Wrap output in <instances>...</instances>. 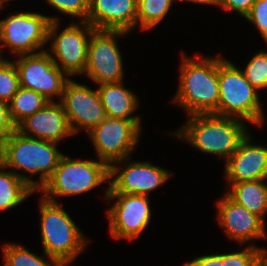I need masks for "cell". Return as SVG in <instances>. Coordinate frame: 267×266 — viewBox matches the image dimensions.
Segmentation results:
<instances>
[{
	"label": "cell",
	"instance_id": "1",
	"mask_svg": "<svg viewBox=\"0 0 267 266\" xmlns=\"http://www.w3.org/2000/svg\"><path fill=\"white\" fill-rule=\"evenodd\" d=\"M245 121L215 114L186 117L182 127L167 134L189 144L196 151L227 161L251 131Z\"/></svg>",
	"mask_w": 267,
	"mask_h": 266
},
{
	"label": "cell",
	"instance_id": "2",
	"mask_svg": "<svg viewBox=\"0 0 267 266\" xmlns=\"http://www.w3.org/2000/svg\"><path fill=\"white\" fill-rule=\"evenodd\" d=\"M57 145L15 130L0 146V163L38 192L51 178L64 154ZM37 174L39 179H33Z\"/></svg>",
	"mask_w": 267,
	"mask_h": 266
},
{
	"label": "cell",
	"instance_id": "3",
	"mask_svg": "<svg viewBox=\"0 0 267 266\" xmlns=\"http://www.w3.org/2000/svg\"><path fill=\"white\" fill-rule=\"evenodd\" d=\"M188 56L181 51L179 83L170 102L180 106L186 116L213 113L219 103L218 53L216 57Z\"/></svg>",
	"mask_w": 267,
	"mask_h": 266
},
{
	"label": "cell",
	"instance_id": "4",
	"mask_svg": "<svg viewBox=\"0 0 267 266\" xmlns=\"http://www.w3.org/2000/svg\"><path fill=\"white\" fill-rule=\"evenodd\" d=\"M38 201L40 214V238L45 252L62 266L71 264L86 250L92 241L80 230L76 221L69 216L63 203L45 199ZM75 266V265H74Z\"/></svg>",
	"mask_w": 267,
	"mask_h": 266
},
{
	"label": "cell",
	"instance_id": "5",
	"mask_svg": "<svg viewBox=\"0 0 267 266\" xmlns=\"http://www.w3.org/2000/svg\"><path fill=\"white\" fill-rule=\"evenodd\" d=\"M218 53L219 103L212 114L240 119L262 129L266 115L260 93L246 80L242 69Z\"/></svg>",
	"mask_w": 267,
	"mask_h": 266
},
{
	"label": "cell",
	"instance_id": "6",
	"mask_svg": "<svg viewBox=\"0 0 267 266\" xmlns=\"http://www.w3.org/2000/svg\"><path fill=\"white\" fill-rule=\"evenodd\" d=\"M109 184V165L99 159H81L62 155L57 168L39 193L50 201L79 196Z\"/></svg>",
	"mask_w": 267,
	"mask_h": 266
},
{
	"label": "cell",
	"instance_id": "7",
	"mask_svg": "<svg viewBox=\"0 0 267 266\" xmlns=\"http://www.w3.org/2000/svg\"><path fill=\"white\" fill-rule=\"evenodd\" d=\"M61 16H48L36 11H16L0 19V58L6 59L5 55H1L6 51L4 48H7L12 58L45 51L49 24L51 21H61Z\"/></svg>",
	"mask_w": 267,
	"mask_h": 266
},
{
	"label": "cell",
	"instance_id": "8",
	"mask_svg": "<svg viewBox=\"0 0 267 266\" xmlns=\"http://www.w3.org/2000/svg\"><path fill=\"white\" fill-rule=\"evenodd\" d=\"M59 30L61 21H51L46 51L70 78L83 75L87 66L88 44L95 30L87 21H73ZM60 31V32H59Z\"/></svg>",
	"mask_w": 267,
	"mask_h": 266
},
{
	"label": "cell",
	"instance_id": "9",
	"mask_svg": "<svg viewBox=\"0 0 267 266\" xmlns=\"http://www.w3.org/2000/svg\"><path fill=\"white\" fill-rule=\"evenodd\" d=\"M107 186L103 197L110 203L113 201V205L106 212L109 236L116 241H135L151 223V199L147 195L108 191L109 185Z\"/></svg>",
	"mask_w": 267,
	"mask_h": 266
},
{
	"label": "cell",
	"instance_id": "10",
	"mask_svg": "<svg viewBox=\"0 0 267 266\" xmlns=\"http://www.w3.org/2000/svg\"><path fill=\"white\" fill-rule=\"evenodd\" d=\"M129 35L128 32L120 30L95 29L88 44L84 77H88L89 81L96 85L124 81V58L117 43Z\"/></svg>",
	"mask_w": 267,
	"mask_h": 266
},
{
	"label": "cell",
	"instance_id": "11",
	"mask_svg": "<svg viewBox=\"0 0 267 266\" xmlns=\"http://www.w3.org/2000/svg\"><path fill=\"white\" fill-rule=\"evenodd\" d=\"M142 121L106 117L87 133L96 157L109 166L132 156L142 136Z\"/></svg>",
	"mask_w": 267,
	"mask_h": 266
},
{
	"label": "cell",
	"instance_id": "12",
	"mask_svg": "<svg viewBox=\"0 0 267 266\" xmlns=\"http://www.w3.org/2000/svg\"><path fill=\"white\" fill-rule=\"evenodd\" d=\"M14 58L21 87L38 92L49 101H60L71 78L54 63L46 50Z\"/></svg>",
	"mask_w": 267,
	"mask_h": 266
},
{
	"label": "cell",
	"instance_id": "13",
	"mask_svg": "<svg viewBox=\"0 0 267 266\" xmlns=\"http://www.w3.org/2000/svg\"><path fill=\"white\" fill-rule=\"evenodd\" d=\"M171 176L173 173L168 169L149 161H131L130 156L109 166L108 191L150 196L151 192L168 182Z\"/></svg>",
	"mask_w": 267,
	"mask_h": 266
},
{
	"label": "cell",
	"instance_id": "14",
	"mask_svg": "<svg viewBox=\"0 0 267 266\" xmlns=\"http://www.w3.org/2000/svg\"><path fill=\"white\" fill-rule=\"evenodd\" d=\"M65 111L74 135L81 131L86 134L106 118L99 92L85 83L70 79L59 101Z\"/></svg>",
	"mask_w": 267,
	"mask_h": 266
},
{
	"label": "cell",
	"instance_id": "15",
	"mask_svg": "<svg viewBox=\"0 0 267 266\" xmlns=\"http://www.w3.org/2000/svg\"><path fill=\"white\" fill-rule=\"evenodd\" d=\"M216 208V221L222 232L240 247L245 244L258 247L252 242L267 239V224L259 216L233 201L226 193L218 198Z\"/></svg>",
	"mask_w": 267,
	"mask_h": 266
},
{
	"label": "cell",
	"instance_id": "16",
	"mask_svg": "<svg viewBox=\"0 0 267 266\" xmlns=\"http://www.w3.org/2000/svg\"><path fill=\"white\" fill-rule=\"evenodd\" d=\"M251 134L248 133L240 142L238 149L224 162L227 185L267 179V146L254 144Z\"/></svg>",
	"mask_w": 267,
	"mask_h": 266
},
{
	"label": "cell",
	"instance_id": "17",
	"mask_svg": "<svg viewBox=\"0 0 267 266\" xmlns=\"http://www.w3.org/2000/svg\"><path fill=\"white\" fill-rule=\"evenodd\" d=\"M16 130L25 136L58 144L74 136L59 101H49L41 110L22 120Z\"/></svg>",
	"mask_w": 267,
	"mask_h": 266
},
{
	"label": "cell",
	"instance_id": "18",
	"mask_svg": "<svg viewBox=\"0 0 267 266\" xmlns=\"http://www.w3.org/2000/svg\"><path fill=\"white\" fill-rule=\"evenodd\" d=\"M86 21L97 30H136L137 0H89Z\"/></svg>",
	"mask_w": 267,
	"mask_h": 266
},
{
	"label": "cell",
	"instance_id": "19",
	"mask_svg": "<svg viewBox=\"0 0 267 266\" xmlns=\"http://www.w3.org/2000/svg\"><path fill=\"white\" fill-rule=\"evenodd\" d=\"M106 117L142 121L138 114L140 99L133 90L126 88L124 82L104 83L97 88Z\"/></svg>",
	"mask_w": 267,
	"mask_h": 266
},
{
	"label": "cell",
	"instance_id": "20",
	"mask_svg": "<svg viewBox=\"0 0 267 266\" xmlns=\"http://www.w3.org/2000/svg\"><path fill=\"white\" fill-rule=\"evenodd\" d=\"M224 191L233 201L259 216L266 224L267 179L243 181L226 185Z\"/></svg>",
	"mask_w": 267,
	"mask_h": 266
},
{
	"label": "cell",
	"instance_id": "21",
	"mask_svg": "<svg viewBox=\"0 0 267 266\" xmlns=\"http://www.w3.org/2000/svg\"><path fill=\"white\" fill-rule=\"evenodd\" d=\"M34 193L30 186L0 163V212L20 206Z\"/></svg>",
	"mask_w": 267,
	"mask_h": 266
},
{
	"label": "cell",
	"instance_id": "22",
	"mask_svg": "<svg viewBox=\"0 0 267 266\" xmlns=\"http://www.w3.org/2000/svg\"><path fill=\"white\" fill-rule=\"evenodd\" d=\"M1 247L4 260L1 266H62L45 252L39 256L15 242H5Z\"/></svg>",
	"mask_w": 267,
	"mask_h": 266
},
{
	"label": "cell",
	"instance_id": "23",
	"mask_svg": "<svg viewBox=\"0 0 267 266\" xmlns=\"http://www.w3.org/2000/svg\"><path fill=\"white\" fill-rule=\"evenodd\" d=\"M48 102L49 100L40 93L20 86L9 102V114L12 123L17 126L26 117L41 110Z\"/></svg>",
	"mask_w": 267,
	"mask_h": 266
},
{
	"label": "cell",
	"instance_id": "24",
	"mask_svg": "<svg viewBox=\"0 0 267 266\" xmlns=\"http://www.w3.org/2000/svg\"><path fill=\"white\" fill-rule=\"evenodd\" d=\"M177 0H137V23L142 31H151L170 13Z\"/></svg>",
	"mask_w": 267,
	"mask_h": 266
},
{
	"label": "cell",
	"instance_id": "25",
	"mask_svg": "<svg viewBox=\"0 0 267 266\" xmlns=\"http://www.w3.org/2000/svg\"><path fill=\"white\" fill-rule=\"evenodd\" d=\"M222 266H267V248L248 245L239 251L224 252Z\"/></svg>",
	"mask_w": 267,
	"mask_h": 266
},
{
	"label": "cell",
	"instance_id": "26",
	"mask_svg": "<svg viewBox=\"0 0 267 266\" xmlns=\"http://www.w3.org/2000/svg\"><path fill=\"white\" fill-rule=\"evenodd\" d=\"M241 68L246 80L258 91L267 90V50H260ZM244 69V70H243Z\"/></svg>",
	"mask_w": 267,
	"mask_h": 266
},
{
	"label": "cell",
	"instance_id": "27",
	"mask_svg": "<svg viewBox=\"0 0 267 266\" xmlns=\"http://www.w3.org/2000/svg\"><path fill=\"white\" fill-rule=\"evenodd\" d=\"M20 87L14 61L0 58V100L9 103Z\"/></svg>",
	"mask_w": 267,
	"mask_h": 266
},
{
	"label": "cell",
	"instance_id": "28",
	"mask_svg": "<svg viewBox=\"0 0 267 266\" xmlns=\"http://www.w3.org/2000/svg\"><path fill=\"white\" fill-rule=\"evenodd\" d=\"M47 5L76 21H86L89 11V0H44Z\"/></svg>",
	"mask_w": 267,
	"mask_h": 266
},
{
	"label": "cell",
	"instance_id": "29",
	"mask_svg": "<svg viewBox=\"0 0 267 266\" xmlns=\"http://www.w3.org/2000/svg\"><path fill=\"white\" fill-rule=\"evenodd\" d=\"M244 19L259 31V35L267 44V0H256Z\"/></svg>",
	"mask_w": 267,
	"mask_h": 266
},
{
	"label": "cell",
	"instance_id": "30",
	"mask_svg": "<svg viewBox=\"0 0 267 266\" xmlns=\"http://www.w3.org/2000/svg\"><path fill=\"white\" fill-rule=\"evenodd\" d=\"M256 0H218V5L221 11L228 12H236L243 18L252 8L254 2Z\"/></svg>",
	"mask_w": 267,
	"mask_h": 266
},
{
	"label": "cell",
	"instance_id": "31",
	"mask_svg": "<svg viewBox=\"0 0 267 266\" xmlns=\"http://www.w3.org/2000/svg\"><path fill=\"white\" fill-rule=\"evenodd\" d=\"M16 130L9 114V103L0 100V146Z\"/></svg>",
	"mask_w": 267,
	"mask_h": 266
},
{
	"label": "cell",
	"instance_id": "32",
	"mask_svg": "<svg viewBox=\"0 0 267 266\" xmlns=\"http://www.w3.org/2000/svg\"><path fill=\"white\" fill-rule=\"evenodd\" d=\"M181 266H222V254L200 255Z\"/></svg>",
	"mask_w": 267,
	"mask_h": 266
},
{
	"label": "cell",
	"instance_id": "33",
	"mask_svg": "<svg viewBox=\"0 0 267 266\" xmlns=\"http://www.w3.org/2000/svg\"><path fill=\"white\" fill-rule=\"evenodd\" d=\"M177 1H183V2H190V3H193V4H202V5H211L212 7L214 6H216L217 7V5H218V0H177Z\"/></svg>",
	"mask_w": 267,
	"mask_h": 266
},
{
	"label": "cell",
	"instance_id": "34",
	"mask_svg": "<svg viewBox=\"0 0 267 266\" xmlns=\"http://www.w3.org/2000/svg\"><path fill=\"white\" fill-rule=\"evenodd\" d=\"M11 0H0V4H6L7 6H9L10 3H7V2H10Z\"/></svg>",
	"mask_w": 267,
	"mask_h": 266
},
{
	"label": "cell",
	"instance_id": "35",
	"mask_svg": "<svg viewBox=\"0 0 267 266\" xmlns=\"http://www.w3.org/2000/svg\"><path fill=\"white\" fill-rule=\"evenodd\" d=\"M6 6V4H0V9L2 8V10H3V8Z\"/></svg>",
	"mask_w": 267,
	"mask_h": 266
}]
</instances>
